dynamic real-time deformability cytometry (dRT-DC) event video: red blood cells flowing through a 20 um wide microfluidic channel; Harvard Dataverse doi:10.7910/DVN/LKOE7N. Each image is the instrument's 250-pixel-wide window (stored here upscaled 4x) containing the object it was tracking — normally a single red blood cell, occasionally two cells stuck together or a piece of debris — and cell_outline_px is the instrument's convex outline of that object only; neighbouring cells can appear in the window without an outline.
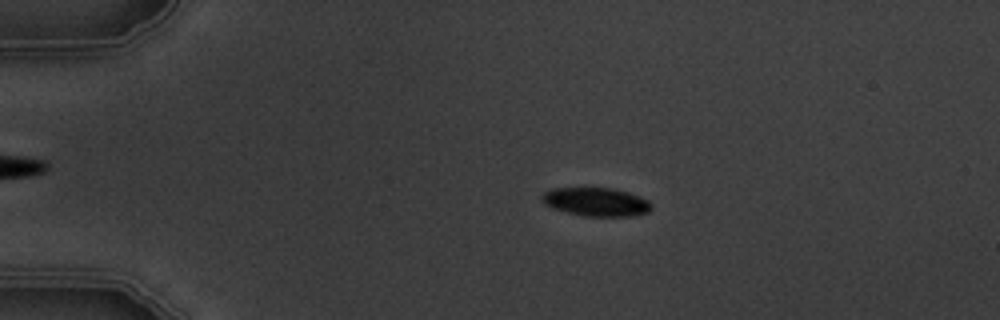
{"species": "common noctule bat (a hibernating species)", "species_latin": "Nyctalus noctula", "temperature_condition": "warm", "stored_images_in_passage": 5, "camera_frame_rate_fps": 3000, "um_per_image_px": 0.085, "animal": {"sex": "male", "body_mass_g": 19.5, "forearm_length_mm": 54.6}, "frame": {"image": 1, "passage_image": 3, "time_ms": 2.333, "image_size_px": [1000, 320], "cell_outline_px": [[652, 208], [648, 212], [628, 216], [584, 216], [552, 208], [544, 204], [540, 200], [540, 196], [544, 192], [552, 188], [584, 184], [612, 188], [628, 192], [640, 196], [648, 200], [652, 204]], "centroid_in_image_um": [50.6, 17.09], "position_along_channel_um": 34.4, "area_um2": 19.13}}
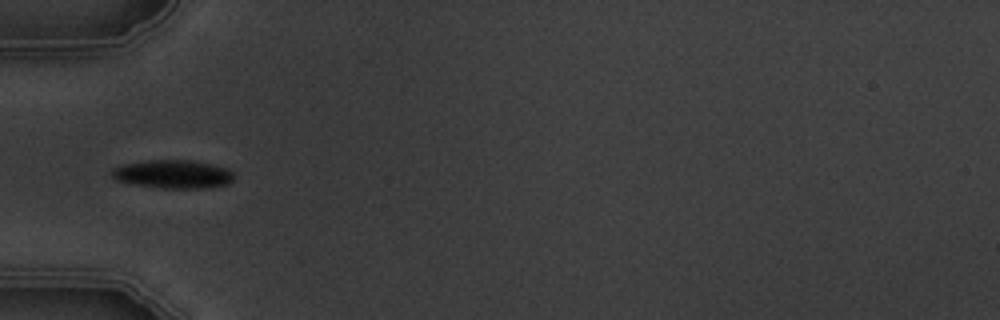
{"frame": {"image": 2, "passage_image": 5, "time_ms": 4.667, "image_size_px": [1000, 320], "cell_outline_px": [[232, 180], [228, 184], [204, 188], [160, 188], [136, 184], [116, 180], [112, 176], [112, 168], [120, 164], [148, 160], [192, 160], [212, 164], [228, 168], [232, 172]], "centroid_in_image_um": [14.69, 14.79], "position_along_channel_um": 70.3, "area_um2": 20.23}}